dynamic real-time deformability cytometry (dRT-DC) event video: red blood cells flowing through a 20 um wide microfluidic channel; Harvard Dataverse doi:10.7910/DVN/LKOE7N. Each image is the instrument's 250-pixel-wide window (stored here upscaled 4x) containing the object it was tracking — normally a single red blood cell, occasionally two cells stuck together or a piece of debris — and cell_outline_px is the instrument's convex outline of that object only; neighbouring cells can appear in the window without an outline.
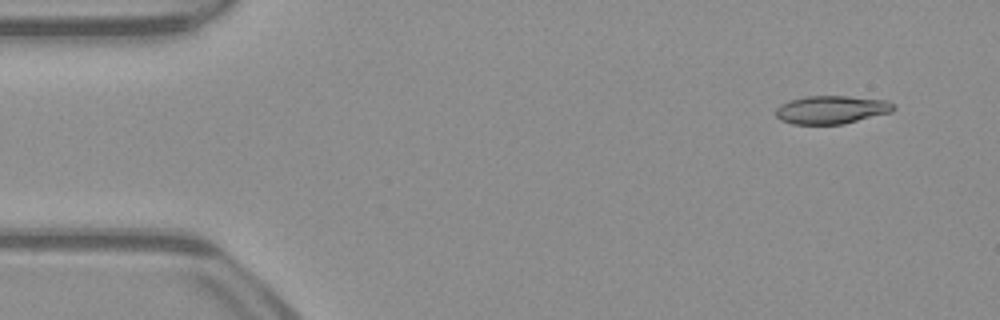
{"species": "common noctule bat (a hibernating species)", "species_latin": "Nyctalus noctula", "temperature_condition": "warm", "stored_images_in_passage": 49, "camera_frame_rate_fps": 3000, "um_per_image_px": 0.085, "animal": {"sex": "male", "body_mass_g": 23.1, "forearm_length_mm": 52.7}, "frame": {"image": 1, "passage_image": 1, "time_ms": 0.0, "image_size_px": [1000, 320], "cell_outline_px": [[896, 108], [892, 112], [844, 124], [792, 124], [780, 120], [776, 116], [776, 108], [780, 104], [788, 100], [804, 96], [848, 96], [888, 100]], "centroid_in_image_um": [70.66, 9.32], "position_along_channel_um": 14.3, "area_um2": 19.54}}
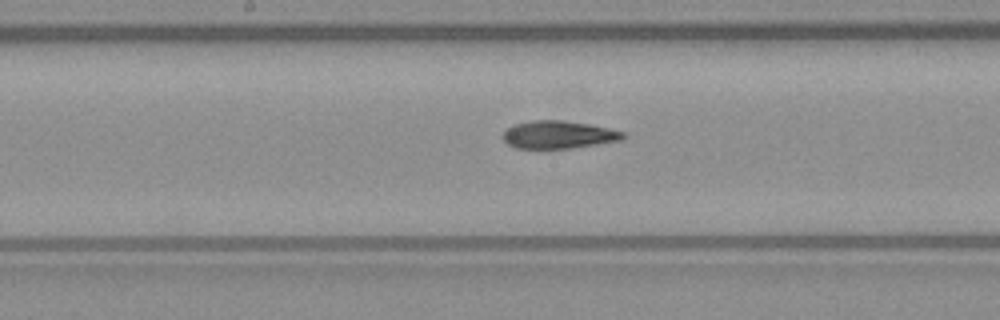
{"frame": {"image": 2, "passage_image": 23, "time_ms": 7.333, "image_size_px": [1000, 320], "cell_outline_px": [[628, 136], [620, 140], [572, 148], [516, 148], [508, 144], [504, 140], [504, 132], [512, 124], [532, 120], [560, 120], [588, 124], [608, 128], [624, 132]], "centroid_in_image_um": [47.47, 11.44], "position_along_channel_um": 200.7, "area_um2": 19.25}}
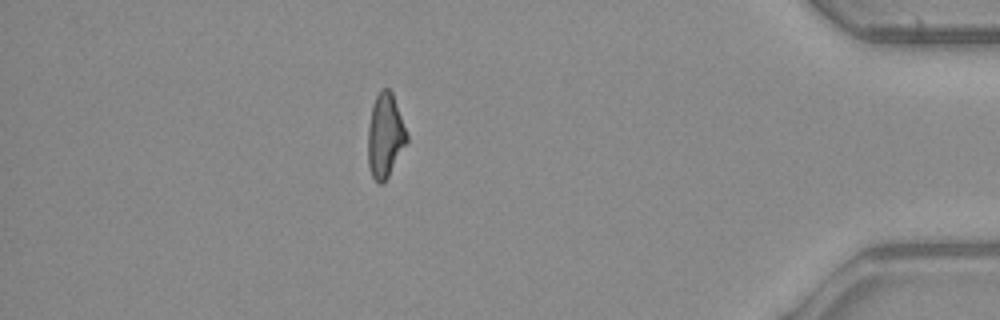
{"frame": {"image": 3, "passage_image": 42, "time_ms": 13.667, "image_size_px": [1000, 320], "cell_outline_px": [[408, 140], [388, 176], [380, 184], [376, 184], [368, 168], [368, 128], [372, 104], [380, 88], [388, 88], [392, 92], [408, 132]], "centroid_in_image_um": [32.73, 11.5], "position_along_channel_um": 402.5, "area_um2": 19.19}, "authors_computed_cell_mechanics": {"area_um2": 19.5942, "velocity_mm_per_s": 3.9793, "shape_relaxation_time_tau1_ms": 5.7008, "shape_relaxation_time_tau2_ms": 4.2793, "deformation_change_tau1": 0.1885, "deformation_change_tau2": 0.1457}}